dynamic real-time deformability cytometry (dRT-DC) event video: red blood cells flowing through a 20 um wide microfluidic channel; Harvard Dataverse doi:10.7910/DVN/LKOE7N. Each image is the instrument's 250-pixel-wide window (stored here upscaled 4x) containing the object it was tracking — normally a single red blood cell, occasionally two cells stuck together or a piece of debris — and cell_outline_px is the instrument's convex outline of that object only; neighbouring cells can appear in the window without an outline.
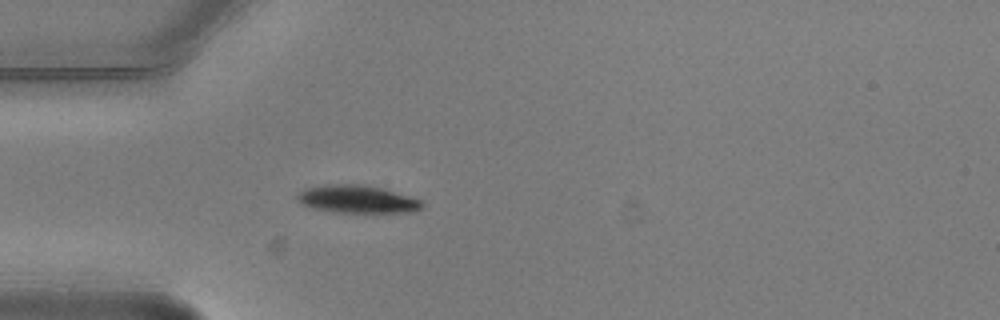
{"species": "common noctule bat (a hibernating species)", "species_latin": "Nyctalus noctula", "temperature_condition": "warm", "stored_images_in_passage": 3, "camera_frame_rate_fps": 3000, "um_per_image_px": 0.085, "animal": {"sex": "male", "body_mass_g": 20.5, "forearm_length_mm": 52.5}, "frame": {"image": 1, "passage_image": 3, "time_ms": 0.667, "image_size_px": [1000, 320], "cell_outline_px": [[424, 204], [420, 208], [412, 212], [332, 212], [316, 208], [304, 204], [296, 200], [296, 196], [304, 188], [324, 184], [364, 184], [384, 188], [420, 200]], "centroid_in_image_um": [30.34, 16.91], "position_along_channel_um": 54.7, "area_um2": 20.11}}